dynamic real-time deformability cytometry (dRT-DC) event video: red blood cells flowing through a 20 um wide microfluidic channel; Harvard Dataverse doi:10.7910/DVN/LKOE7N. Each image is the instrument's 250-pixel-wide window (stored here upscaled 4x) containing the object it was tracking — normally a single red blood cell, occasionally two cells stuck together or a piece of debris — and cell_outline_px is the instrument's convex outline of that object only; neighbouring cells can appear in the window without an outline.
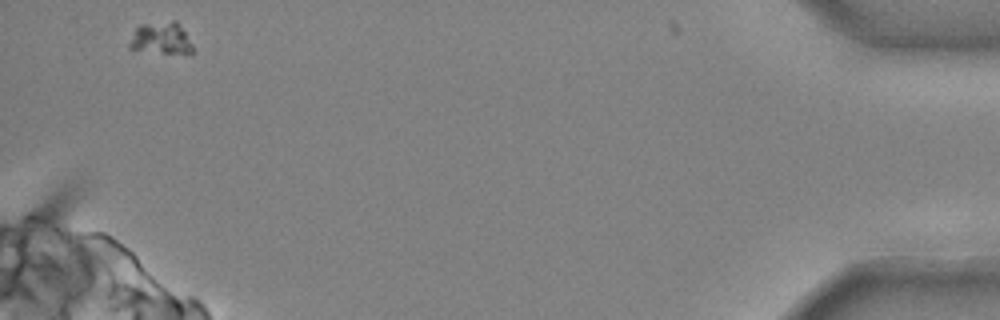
{"species": "common noctule bat (a hibernating species)", "species_latin": "Nyctalus noctula", "temperature_condition": "cold", "stored_images_in_passage": 37, "camera_frame_rate_fps": 3000, "um_per_image_px": 0.085, "animal": {"sex": "male", "body_mass_g": 20.4}, "frame": {"image": 1, "passage_image": 37, "time_ms": 12.0, "image_size_px": [1000, 320], "cell_outline_px": [[192, 52], [188, 56], [128, 48], [128, 44], [136, 28], [140, 24], [172, 20], [176, 20], [192, 44]], "centroid_in_image_um": [13.72, 3.27], "position_along_channel_um": 421.5, "area_um2": 11.91}}